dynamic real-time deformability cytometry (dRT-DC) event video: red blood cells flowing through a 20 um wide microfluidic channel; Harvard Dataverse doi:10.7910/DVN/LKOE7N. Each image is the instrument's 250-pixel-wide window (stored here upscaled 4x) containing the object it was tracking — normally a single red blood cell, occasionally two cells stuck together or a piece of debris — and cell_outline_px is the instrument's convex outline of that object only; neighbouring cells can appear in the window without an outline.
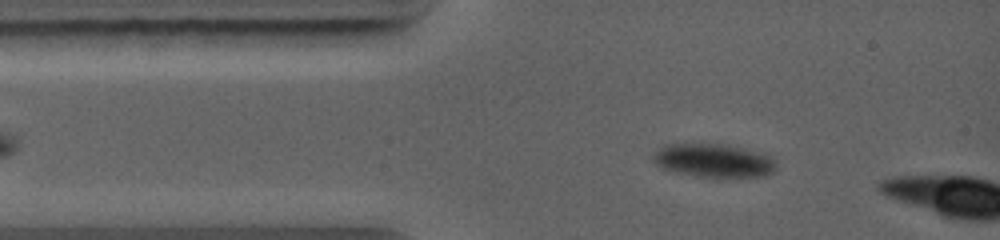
{"species": "common noctule bat (a hibernating species)", "species_latin": "Nyctalus noctula", "temperature_condition": "warm", "stored_images_in_passage": 6, "camera_frame_rate_fps": 5000, "um_per_image_px": 0.085, "animal": {"sex": "female", "body_mass_g": 19.0, "forearm_length_mm": 56.7}, "frame": {"image": 1, "passage_image": 4, "time_ms": 1.2, "image_size_px": [1000, 240], "cell_outline_px": [[776, 168], [768, 176], [720, 180], [692, 176], [676, 172], [664, 168], [656, 164], [652, 160], [652, 156], [664, 144], [692, 140], [724, 144], [764, 152], [772, 156], [776, 164]], "centroid_in_image_um": [60.68, 13.64], "position_along_channel_um": 24.3, "area_um2": 25.95}}